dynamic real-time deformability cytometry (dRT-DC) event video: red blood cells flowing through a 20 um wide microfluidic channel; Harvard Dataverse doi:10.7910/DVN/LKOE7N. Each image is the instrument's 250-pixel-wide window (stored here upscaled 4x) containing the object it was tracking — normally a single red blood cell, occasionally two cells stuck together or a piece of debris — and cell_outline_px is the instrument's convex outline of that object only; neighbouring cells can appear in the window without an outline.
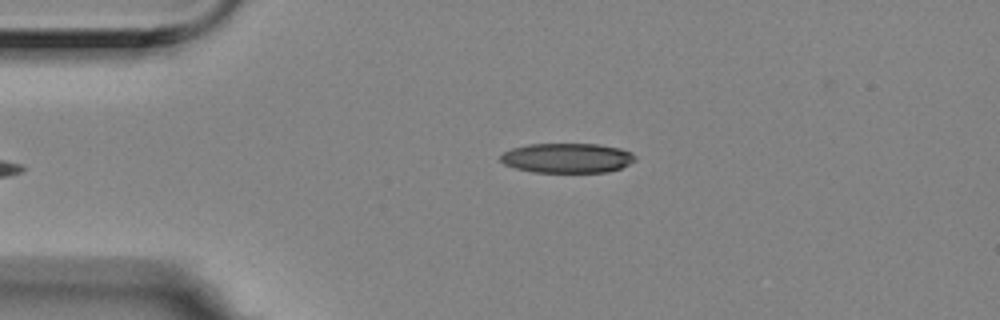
{"species": "Egyptian fruit bat (a non-hibernating species)", "species_latin": "Rousettus aegyptiacus", "temperature_condition": "room temperature", "stored_images_in_passage": 5, "camera_frame_rate_fps": 3000, "um_per_image_px": 0.085, "animal": {"sex": "female"}, "frame": {"image": 1, "passage_image": 5, "time_ms": 1.333, "image_size_px": [1000, 320], "cell_outline_px": [[636, 160], [620, 168], [608, 172], [532, 172], [516, 168], [504, 164], [500, 160], [500, 156], [504, 152], [512, 148], [528, 144], [600, 144], [620, 148], [636, 156]], "centroid_in_image_um": [48.2, 13.43], "position_along_channel_um": 36.8, "area_um2": 23.29}}